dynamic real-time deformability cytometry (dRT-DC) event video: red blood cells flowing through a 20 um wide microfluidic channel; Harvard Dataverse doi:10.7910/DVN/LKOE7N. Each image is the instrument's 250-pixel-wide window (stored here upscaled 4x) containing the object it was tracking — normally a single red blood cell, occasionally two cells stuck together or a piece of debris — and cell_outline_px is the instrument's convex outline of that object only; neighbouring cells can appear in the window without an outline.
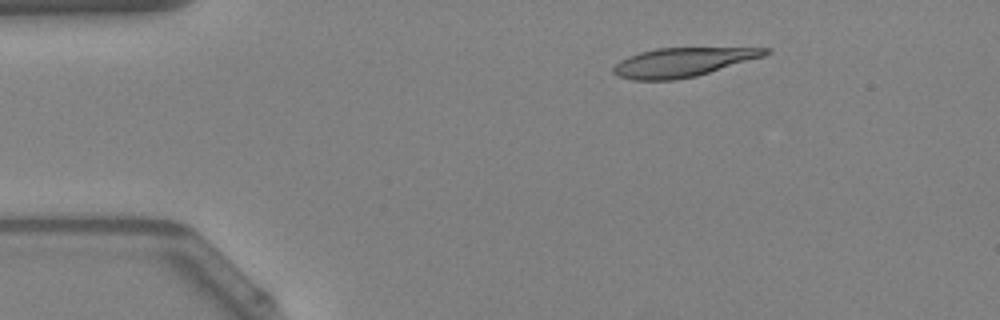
{"species": "Egyptian fruit bat (a non-hibernating species)", "species_latin": "Rousettus aegyptiacus", "temperature_condition": "warm", "stored_images_in_passage": 37, "camera_frame_rate_fps": 3000, "um_per_image_px": 0.085, "animal": {"sex": "female"}, "frame": {"image": 1, "passage_image": 1, "time_ms": 0.0, "image_size_px": [1000, 320], "cell_outline_px": [[772, 52], [764, 56], [696, 76], [676, 80], [632, 80], [616, 76], [612, 72], [612, 68], [620, 60], [628, 56], [640, 52], [656, 48], [772, 48]], "centroid_in_image_um": [57.99, 5.29], "position_along_channel_um": 27.0, "area_um2": 25.66}}
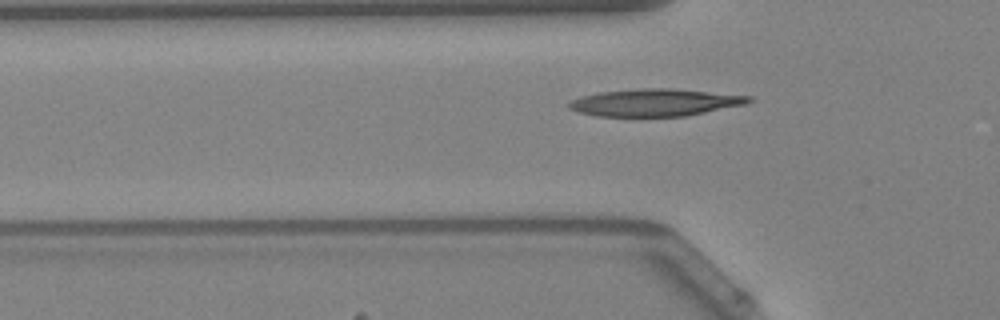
{"frame": {"image": 2, "passage_image": 9, "time_ms": 2.667, "image_size_px": [1000, 320], "cell_outline_px": [[756, 100], [748, 104], [684, 116], [596, 116], [580, 112], [568, 108], [568, 104], [572, 100], [584, 96], [600, 92], [640, 88], [668, 88], [752, 96]], "centroid_in_image_um": [55.74, 8.71], "position_along_channel_um": 70.1, "area_um2": 28.44}}
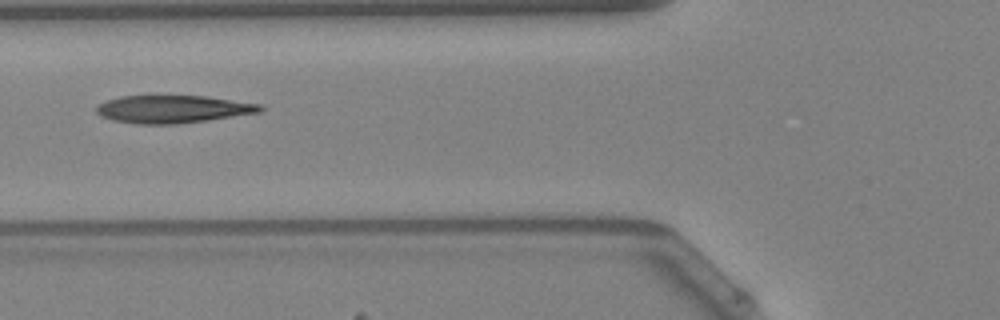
{"frame": {"image": 3, "passage_image": 12, "time_ms": 3.667, "image_size_px": [1000, 320], "cell_outline_px": [[264, 108], [260, 112], [208, 120], [176, 124], [136, 124], [112, 120], [100, 116], [96, 112], [96, 104], [120, 96], [208, 96], [264, 104]], "centroid_in_image_um": [14.71, 9.27], "position_along_channel_um": 111.1, "area_um2": 26.65}, "authors_computed_cell_mechanics": {"area_um2": 26.7036, "velocity_mm_per_s": 4.0617, "shape_relaxation_time_tau1_ms": 6.1389, "shape_relaxation_time_tau2_ms": 2.7014, "deformation_change_tau1": 0.1997, "deformation_change_tau2": 0.1063}}